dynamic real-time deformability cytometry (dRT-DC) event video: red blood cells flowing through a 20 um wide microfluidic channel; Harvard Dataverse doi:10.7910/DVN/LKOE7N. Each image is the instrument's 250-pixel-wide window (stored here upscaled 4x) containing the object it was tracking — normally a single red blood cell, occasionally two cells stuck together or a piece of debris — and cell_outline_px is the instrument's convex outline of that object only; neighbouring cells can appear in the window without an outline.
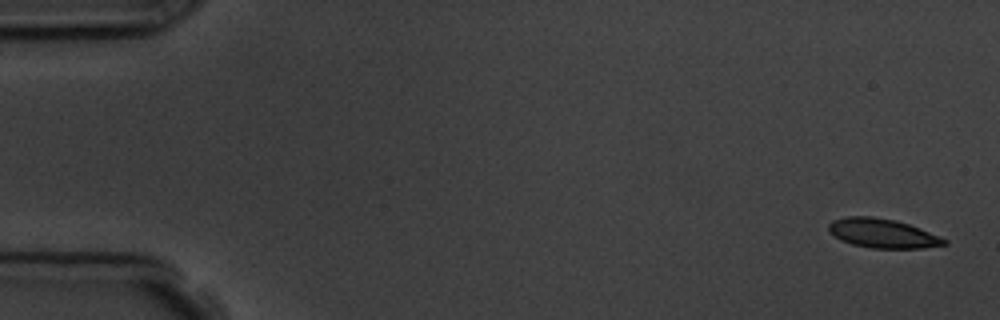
{"species": "common noctule bat (a hibernating species)", "species_latin": "Nyctalus noctula", "temperature_condition": "room temperature", "stored_images_in_passage": 6, "camera_frame_rate_fps": 3000, "um_per_image_px": 0.085, "animal": {"sex": "male", "body_mass_g": 19.5, "forearm_length_mm": 54.6}, "frame": {"image": 1, "passage_image": 1, "time_ms": 0.0, "image_size_px": [1000, 320], "cell_outline_px": [[948, 244], [924, 248], [872, 248], [852, 244], [840, 240], [828, 228], [828, 224], [832, 220], [848, 216], [872, 216], [896, 220], [920, 228], [948, 240]], "centroid_in_image_um": [75.03, 19.83], "position_along_channel_um": 10.0, "area_um2": 19.59}}
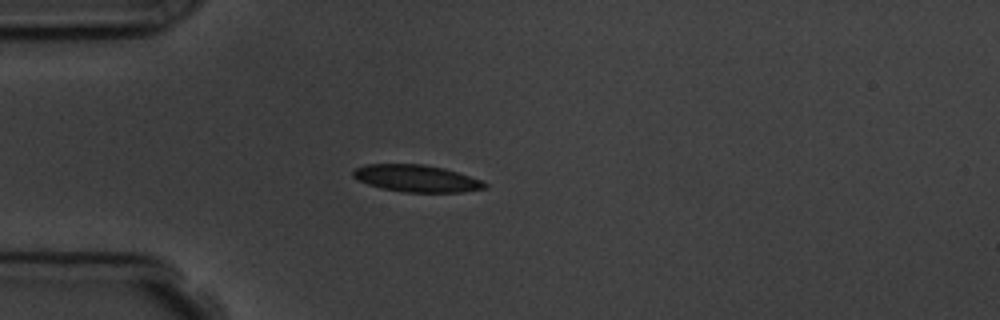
{"frame": {"image": 2, "passage_image": 5, "time_ms": 4.333, "image_size_px": [1000, 320], "cell_outline_px": [[488, 188], [464, 192], [404, 192], [380, 188], [356, 180], [352, 176], [352, 172], [356, 168], [364, 164], [424, 164], [444, 168], [484, 180], [488, 184]], "centroid_in_image_um": [35.43, 15.17], "position_along_channel_um": 49.6, "area_um2": 21.04}}